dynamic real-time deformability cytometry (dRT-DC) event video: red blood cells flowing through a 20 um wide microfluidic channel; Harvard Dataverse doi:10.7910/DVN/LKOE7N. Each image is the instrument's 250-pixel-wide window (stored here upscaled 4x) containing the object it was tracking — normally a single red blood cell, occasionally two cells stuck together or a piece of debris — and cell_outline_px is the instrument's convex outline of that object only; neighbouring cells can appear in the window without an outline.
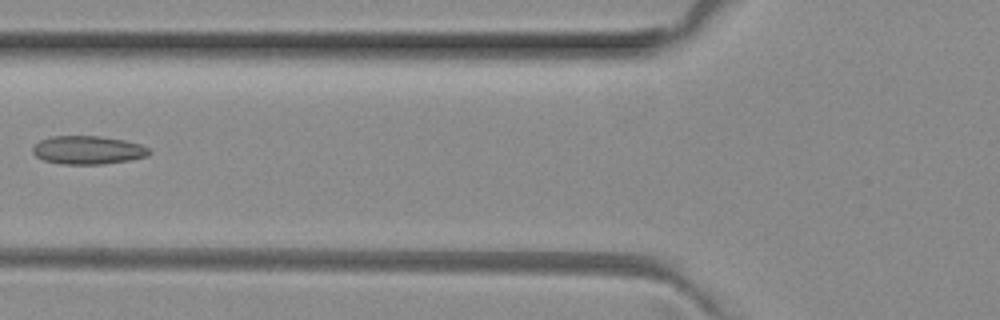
{"species": "common noctule bat (a hibernating species)", "species_latin": "Nyctalus noctula", "temperature_condition": "room temperature", "stored_images_in_passage": 6, "camera_frame_rate_fps": 3000, "um_per_image_px": 0.085, "animal": {"sex": "female", "body_mass_g": 29.2, "forearm_length_mm": 56.3}, "frame": {"image": 1, "passage_image": 6, "time_ms": 1.667, "image_size_px": [1000, 320], "cell_outline_px": [[152, 152], [148, 156], [132, 160], [104, 164], [60, 164], [44, 160], [36, 156], [32, 152], [32, 148], [40, 140], [52, 136], [100, 136], [124, 140], [140, 144], [148, 148]], "centroid_in_image_um": [7.49, 12.76], "position_along_channel_um": 118.3, "area_um2": 19.36}}